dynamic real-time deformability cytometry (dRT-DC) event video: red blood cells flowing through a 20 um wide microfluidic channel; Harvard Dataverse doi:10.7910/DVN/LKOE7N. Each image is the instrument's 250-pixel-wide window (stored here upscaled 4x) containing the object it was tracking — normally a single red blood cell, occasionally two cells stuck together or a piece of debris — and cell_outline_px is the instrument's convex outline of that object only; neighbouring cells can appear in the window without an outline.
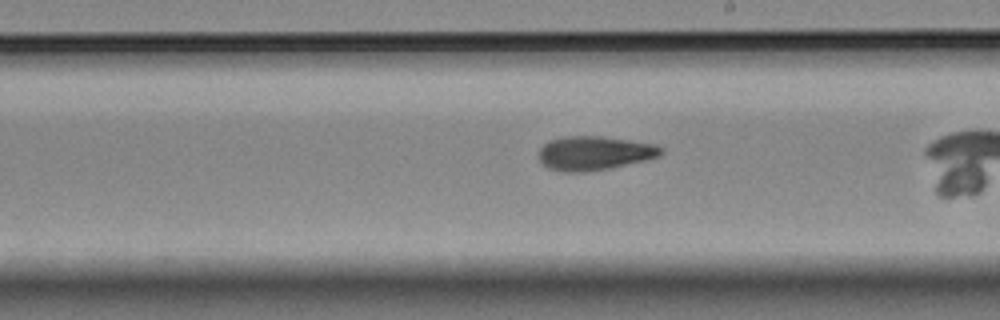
{"species": "Egyptian fruit bat (a non-hibernating species)", "species_latin": "Rousettus aegyptiacus", "temperature_condition": "room temperature", "stored_images_in_passage": 40, "camera_frame_rate_fps": 3000, "um_per_image_px": 0.085, "animal": {"sex": "female"}, "frame": {"image": 1, "passage_image": 29, "time_ms": 9.333, "image_size_px": [1000, 320], "cell_outline_px": [[664, 152], [660, 156], [644, 160], [608, 168], [584, 172], [560, 172], [548, 168], [540, 164], [540, 148], [548, 140], [564, 136], [600, 136], [652, 144], [664, 148]], "centroid_in_image_um": [50.47, 13.02], "position_along_channel_um": 238.5, "area_um2": 24.1}}